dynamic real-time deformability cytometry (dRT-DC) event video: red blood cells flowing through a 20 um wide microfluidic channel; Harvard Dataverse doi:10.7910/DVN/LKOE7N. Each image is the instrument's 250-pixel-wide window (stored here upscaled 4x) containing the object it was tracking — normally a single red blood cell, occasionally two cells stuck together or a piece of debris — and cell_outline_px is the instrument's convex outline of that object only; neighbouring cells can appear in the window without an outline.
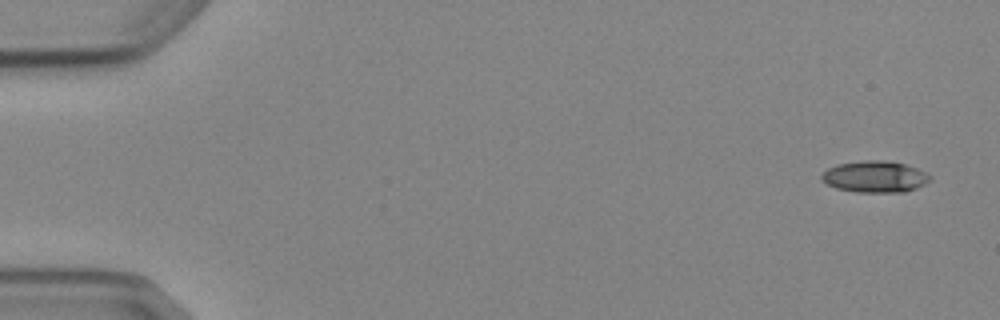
{"species": "Egyptian fruit bat (a non-hibernating species)", "species_latin": "Rousettus aegyptiacus", "temperature_condition": "cold", "stored_images_in_passage": 4, "camera_frame_rate_fps": 3000, "um_per_image_px": 0.085, "animal": {"sex": "female"}, "frame": {"image": 1, "passage_image": 1, "time_ms": 0.0, "image_size_px": [1000, 320], "cell_outline_px": [[932, 176], [924, 184], [916, 188], [904, 192], [856, 192], [836, 188], [820, 180], [820, 176], [828, 168], [836, 164], [864, 160], [884, 160], [904, 164], [916, 168]], "centroid_in_image_um": [74.33, 15.02], "position_along_channel_um": 10.7, "area_um2": 19.83}}
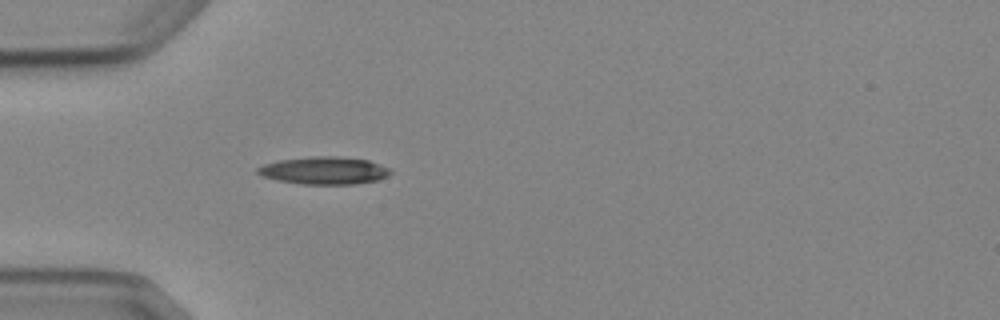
{"frame": {"image": 2, "passage_image": 4, "time_ms": 4.667, "image_size_px": [1000, 320], "cell_outline_px": [[392, 172], [388, 176], [376, 180], [356, 184], [300, 184], [276, 180], [264, 176], [256, 172], [256, 168], [264, 164], [280, 160], [312, 156], [336, 156], [368, 160], [380, 164], [388, 168]], "centroid_in_image_um": [27.55, 14.49], "position_along_channel_um": 57.4, "area_um2": 21.27}}